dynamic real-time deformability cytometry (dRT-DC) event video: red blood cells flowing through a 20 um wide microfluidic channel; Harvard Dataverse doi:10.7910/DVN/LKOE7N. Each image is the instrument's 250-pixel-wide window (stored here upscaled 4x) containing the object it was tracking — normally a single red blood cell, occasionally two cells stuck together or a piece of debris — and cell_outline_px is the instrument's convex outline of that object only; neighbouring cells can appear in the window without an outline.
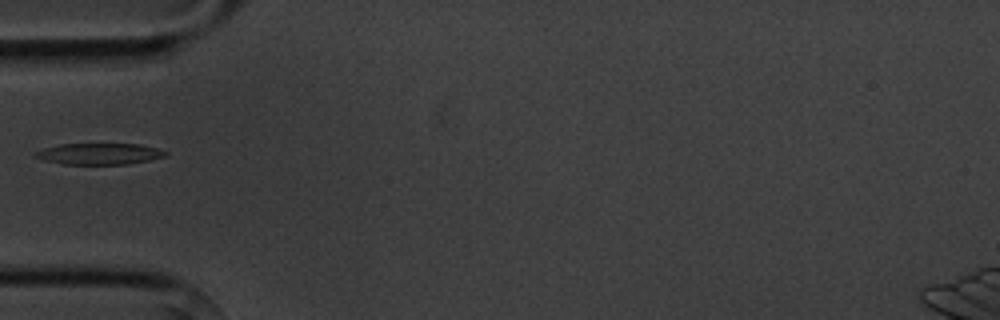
{"species": "common noctule bat (a hibernating species)", "species_latin": "Nyctalus noctula", "temperature_condition": "cold", "stored_images_in_passage": 3, "camera_frame_rate_fps": 3000, "um_per_image_px": 0.085, "animal": {"sex": "male", "body_mass_g": 20.1, "forearm_length_mm": 53.5}, "frame": {"image": 1, "passage_image": 2, "time_ms": 1.333, "image_size_px": [1000, 320], "cell_outline_px": [[168, 152], [164, 156], [148, 160], [128, 164], [60, 164], [44, 160], [32, 156], [36, 152], [44, 148], [60, 144], [140, 144], [156, 148]], "centroid_in_image_um": [8.4, 13.07], "position_along_channel_um": 76.6, "area_um2": 16.01}}
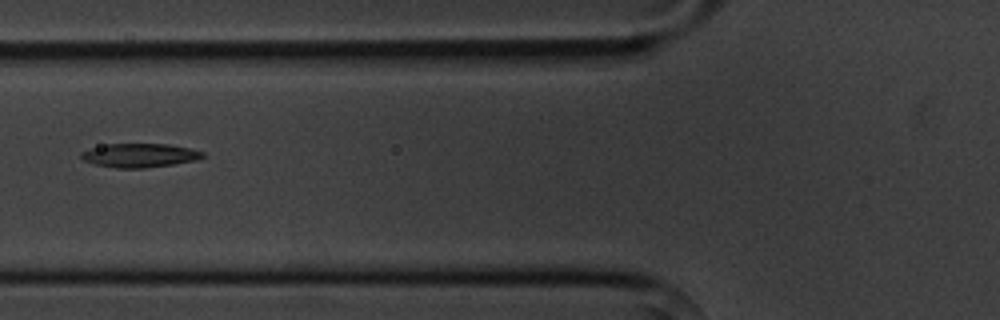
{"frame": {"image": 2, "passage_image": 3, "time_ms": 2.333, "image_size_px": [1000, 320], "cell_outline_px": [[204, 156], [196, 160], [172, 164], [144, 168], [116, 168], [96, 164], [84, 160], [80, 156], [80, 152], [92, 148], [108, 144], [168, 144], [188, 148], [204, 152]], "centroid_in_image_um": [11.86, 13.2], "position_along_channel_um": 113.9, "area_um2": 16.65}}